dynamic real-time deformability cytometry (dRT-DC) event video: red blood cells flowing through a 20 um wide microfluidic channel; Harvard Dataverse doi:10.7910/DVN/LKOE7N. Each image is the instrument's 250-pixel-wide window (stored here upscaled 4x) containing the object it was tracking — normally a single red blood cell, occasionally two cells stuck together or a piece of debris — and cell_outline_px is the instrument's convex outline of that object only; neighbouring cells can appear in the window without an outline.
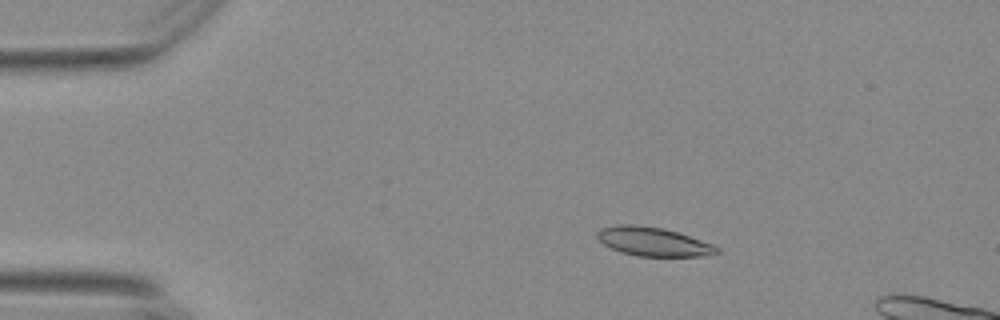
{"species": "Egyptian fruit bat (a non-hibernating species)", "species_latin": "Rousettus aegyptiacus", "temperature_condition": "warm", "stored_images_in_passage": 49, "camera_frame_rate_fps": 3000, "um_per_image_px": 0.085, "animal": {"sex": "female"}, "frame": {"image": 1, "passage_image": 8, "time_ms": 2.333, "image_size_px": [1000, 320], "cell_outline_px": [[720, 252], [700, 256], [636, 256], [620, 252], [604, 244], [596, 236], [596, 232], [600, 228], [620, 224], [636, 224], [664, 228], [712, 244], [720, 248]], "centroid_in_image_um": [55.48, 20.53], "position_along_channel_um": 29.5, "area_um2": 20.0}}
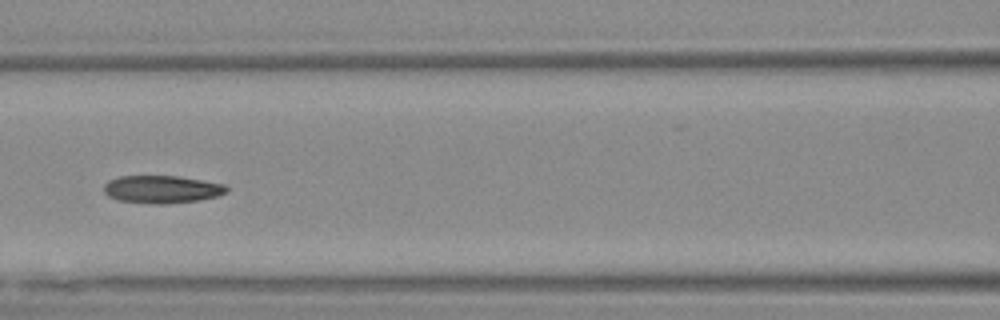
{"frame": {"image": 2, "passage_image": 23, "time_ms": 7.333, "image_size_px": [1000, 320], "cell_outline_px": [[228, 192], [216, 196], [200, 200], [168, 204], [148, 204], [120, 200], [108, 196], [104, 192], [104, 184], [108, 180], [120, 176], [176, 176], [224, 184], [228, 188]], "centroid_in_image_um": [13.74, 16.1], "position_along_channel_um": 152.9, "area_um2": 19.83}}
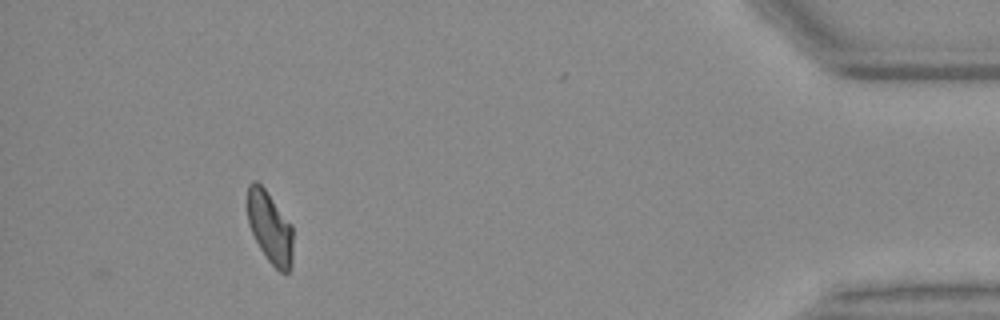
{"frame": {"image": 3, "passage_image": 49, "time_ms": 16.0, "image_size_px": [1000, 320], "cell_outline_px": [[292, 268], [288, 272], [280, 272], [268, 260], [260, 248], [252, 232], [248, 220], [248, 184], [252, 180], [256, 180], [264, 188], [292, 224]], "centroid_in_image_um": [22.96, 19.33], "position_along_channel_um": 412.2, "area_um2": 18.9}, "authors_computed_cell_mechanics": {"area_um2": 19.9988, "velocity_mm_per_s": 3.7025, "shape_relaxation_time_tau1_ms": null, "shape_relaxation_time_tau2_ms": 1.6411, "deformation_change_tau1": null, "deformation_change_tau2": 0.081}}